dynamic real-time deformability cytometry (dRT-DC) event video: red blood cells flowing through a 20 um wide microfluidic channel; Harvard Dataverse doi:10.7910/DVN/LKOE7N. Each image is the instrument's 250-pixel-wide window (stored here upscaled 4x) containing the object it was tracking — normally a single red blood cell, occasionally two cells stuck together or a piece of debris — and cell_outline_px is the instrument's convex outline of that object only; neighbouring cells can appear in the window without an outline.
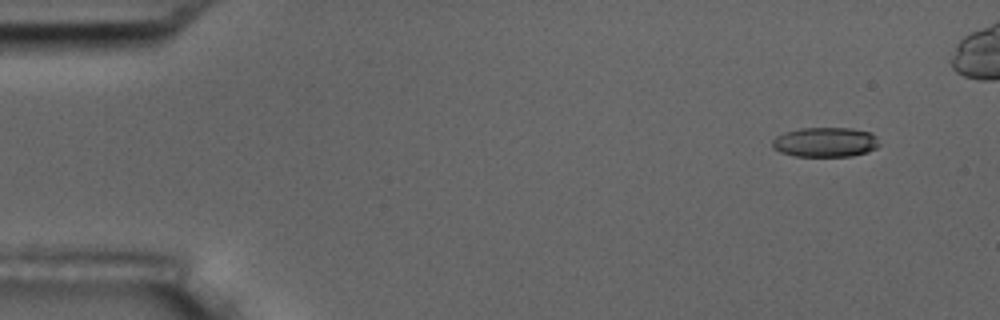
{"species": "common noctule bat (a hibernating species)", "species_latin": "Nyctalus noctula", "temperature_condition": "room temperature", "stored_images_in_passage": 6, "segment_of_instrument_passage": [2, 2], "camera_frame_rate_fps": 3000, "um_per_image_px": 0.085, "animal": {"sex": "male", "body_mass_g": 17.5, "forearm_length_mm": 52.3}, "frame": {"image": 1, "passage_image": 6, "time_ms": 6.0, "image_size_px": [1000, 320], "cell_outline_px": [[880, 144], [876, 148], [868, 152], [852, 156], [792, 156], [780, 152], [772, 148], [772, 140], [776, 136], [784, 132], [800, 128], [852, 128], [872, 132], [876, 136]], "centroid_in_image_um": [70.15, 12.08], "position_along_channel_um": 14.8, "area_um2": 18.79}}